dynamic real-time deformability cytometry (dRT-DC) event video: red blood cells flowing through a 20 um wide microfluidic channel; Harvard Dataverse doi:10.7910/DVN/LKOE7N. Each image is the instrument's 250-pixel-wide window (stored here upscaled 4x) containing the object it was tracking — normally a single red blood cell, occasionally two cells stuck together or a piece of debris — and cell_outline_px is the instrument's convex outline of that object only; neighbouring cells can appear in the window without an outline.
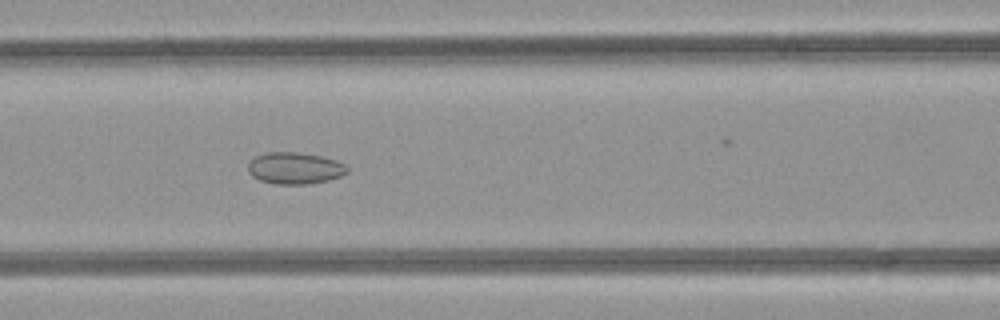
{"species": "common noctule bat (a hibernating species)", "species_latin": "Nyctalus noctula", "temperature_condition": "room temperature", "stored_images_in_passage": 43, "camera_frame_rate_fps": 3000, "um_per_image_px": 0.085, "animal": {"sex": "female", "body_mass_g": 21.9}, "frame": {"image": 1, "passage_image": 14, "time_ms": 4.333, "image_size_px": [1000, 320], "cell_outline_px": [[348, 172], [340, 176], [328, 180], [308, 184], [276, 184], [260, 180], [252, 176], [248, 172], [248, 164], [256, 156], [268, 152], [296, 152], [320, 156], [336, 160], [344, 164], [348, 168]], "centroid_in_image_um": [25.06, 14.3], "position_along_channel_um": 141.5, "area_um2": 18.21}}
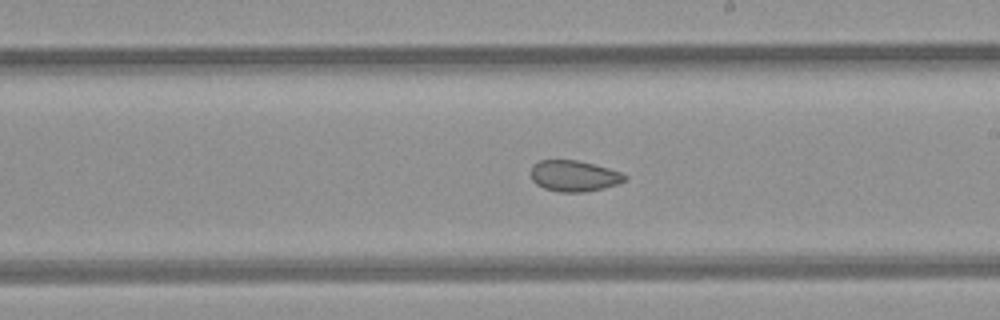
{"frame": {"image": 2, "passage_image": 21, "time_ms": 6.667, "image_size_px": [1000, 320], "cell_outline_px": [[628, 176], [624, 180], [616, 184], [604, 188], [584, 192], [560, 192], [544, 188], [536, 184], [532, 180], [532, 164], [540, 160], [576, 160], [596, 164], [620, 172]], "centroid_in_image_um": [48.78, 14.95], "position_along_channel_um": 240.2, "area_um2": 16.94}}
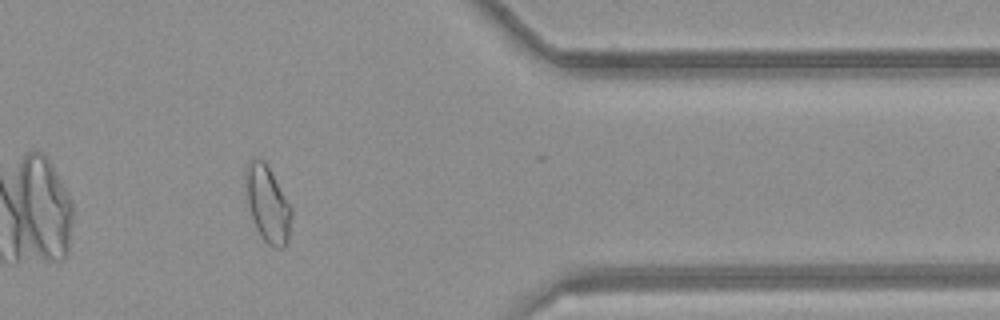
{"frame": {"image": 3, "passage_image": 33, "time_ms": 10.667, "image_size_px": [1000, 320], "cell_outline_px": [[292, 216], [288, 236], [284, 248], [276, 248], [268, 244], [260, 236], [252, 220], [248, 204], [244, 184], [244, 168], [256, 156], [264, 160], [292, 208]], "centroid_in_image_um": [22.71, 17.32], "position_along_channel_um": 388.7, "area_um2": 20.46}, "authors_computed_cell_mechanics": {"area_um2": 19.5364, "velocity_mm_per_s": 4.2345, "shape_relaxation_time_tau1_ms": null, "shape_relaxation_time_tau2_ms": 2.1283, "deformation_change_tau1": null, "deformation_change_tau2": 0.0591}}